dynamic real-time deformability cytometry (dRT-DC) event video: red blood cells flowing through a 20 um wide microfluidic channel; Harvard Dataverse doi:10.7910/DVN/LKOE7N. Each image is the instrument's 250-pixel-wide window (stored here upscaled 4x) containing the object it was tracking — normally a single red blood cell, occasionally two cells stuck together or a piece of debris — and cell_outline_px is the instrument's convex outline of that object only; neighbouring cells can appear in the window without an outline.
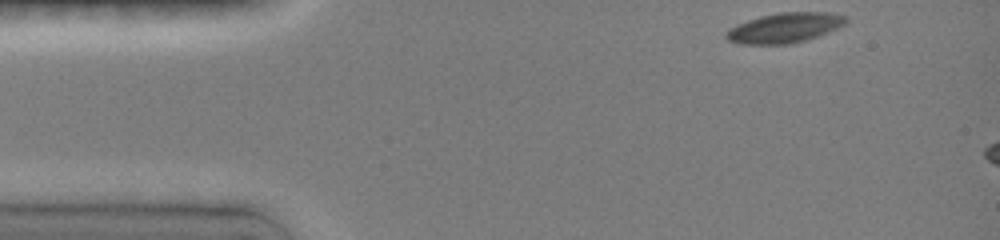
{"species": "common noctule bat (a hibernating species)", "species_latin": "Nyctalus noctula", "temperature_condition": "room temperature", "stored_images_in_passage": 5, "camera_frame_rate_fps": 3000, "um_per_image_px": 0.085, "animal": {"sex": "female", "body_mass_g": 19.0, "forearm_length_mm": 51.5}, "frame": {"image": 1, "passage_image": 1, "time_ms": 0.0, "image_size_px": [1000, 240], "cell_outline_px": [[848, 20], [844, 24], [836, 28], [816, 36], [792, 44], [744, 44], [728, 40], [724, 36], [732, 28], [748, 20], [760, 16], [780, 12], [824, 12], [844, 16]], "centroid_in_image_um": [66.69, 2.36], "position_along_channel_um": 18.3, "area_um2": 20.35}}